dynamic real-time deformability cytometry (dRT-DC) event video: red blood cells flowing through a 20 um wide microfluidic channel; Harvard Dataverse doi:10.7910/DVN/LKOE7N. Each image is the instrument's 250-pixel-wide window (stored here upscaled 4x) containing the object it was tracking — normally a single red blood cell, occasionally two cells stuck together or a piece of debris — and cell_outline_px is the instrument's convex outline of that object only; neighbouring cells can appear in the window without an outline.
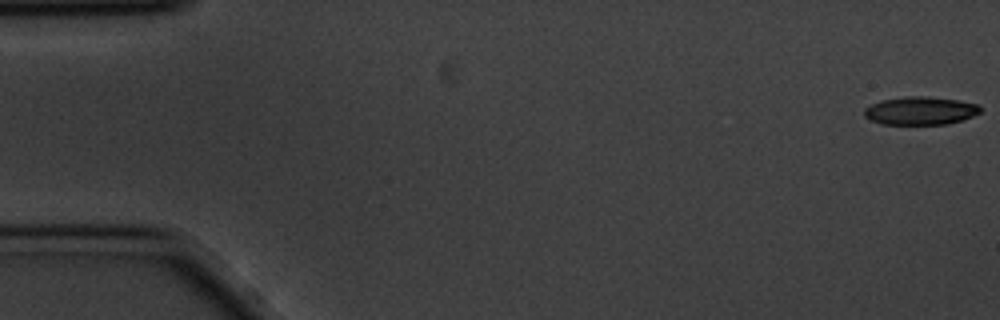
{"species": "common noctule bat (a hibernating species)", "species_latin": "Nyctalus noctula", "temperature_condition": "cold", "stored_images_in_passage": 2, "camera_frame_rate_fps": 3000, "um_per_image_px": 0.085, "animal": {"sex": "male", "body_mass_g": 20.1, "forearm_length_mm": 53.5}, "frame": {"image": 1, "passage_image": 1, "time_ms": 0.0, "image_size_px": [1000, 320], "cell_outline_px": [[980, 112], [972, 116], [948, 124], [880, 124], [864, 116], [864, 108], [880, 100], [904, 96], [928, 96], [960, 100], [980, 104]], "centroid_in_image_um": [78.23, 9.4], "position_along_channel_um": 6.8, "area_um2": 19.13}}